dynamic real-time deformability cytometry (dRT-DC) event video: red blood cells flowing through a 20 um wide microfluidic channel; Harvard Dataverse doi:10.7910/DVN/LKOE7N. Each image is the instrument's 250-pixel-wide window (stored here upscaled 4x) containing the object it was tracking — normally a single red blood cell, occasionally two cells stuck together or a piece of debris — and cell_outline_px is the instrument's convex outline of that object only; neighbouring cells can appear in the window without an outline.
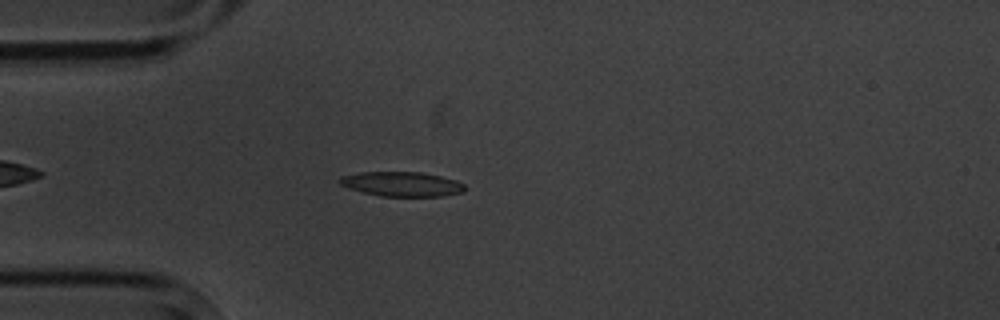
{"species": "common noctule bat (a hibernating species)", "species_latin": "Nyctalus noctula", "temperature_condition": "cold", "stored_images_in_passage": 5, "camera_frame_rate_fps": 3000, "um_per_image_px": 0.085, "animal": {"sex": "male", "body_mass_g": 20.1, "forearm_length_mm": 53.5}, "frame": {"image": 1, "passage_image": 5, "time_ms": 4.667, "image_size_px": [1000, 320], "cell_outline_px": [[464, 192], [440, 196], [380, 196], [348, 188], [340, 184], [336, 180], [340, 176], [360, 172], [420, 172], [440, 176], [456, 180], [464, 184]], "centroid_in_image_um": [34.12, 15.64], "position_along_channel_um": 50.9, "area_um2": 17.92}}